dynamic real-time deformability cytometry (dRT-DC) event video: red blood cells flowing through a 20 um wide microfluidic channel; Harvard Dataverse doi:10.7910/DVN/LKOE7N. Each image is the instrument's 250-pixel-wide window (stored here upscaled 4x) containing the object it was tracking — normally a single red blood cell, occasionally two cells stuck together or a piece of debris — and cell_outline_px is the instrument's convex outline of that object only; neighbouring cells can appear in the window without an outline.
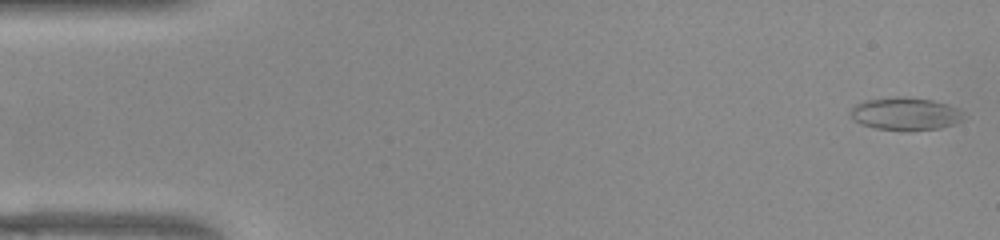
{"species": "common noctule bat (a hibernating species)", "species_latin": "Nyctalus noctula", "temperature_condition": "warm", "stored_images_in_passage": 46, "camera_frame_rate_fps": 3000, "um_per_image_px": 0.085, "animal": {"sex": "female", "body_mass_g": 22.0, "forearm_length_mm": 56.7}, "frame": {"image": 1, "passage_image": 1, "time_ms": 0.0, "image_size_px": [1000, 240], "cell_outline_px": [[968, 116], [952, 124], [940, 128], [908, 132], [876, 128], [860, 124], [848, 112], [856, 104], [864, 100], [892, 96], [900, 96], [932, 100], [948, 104], [956, 108]], "centroid_in_image_um": [76.95, 9.68], "position_along_channel_um": 8.0, "area_um2": 21.91}}
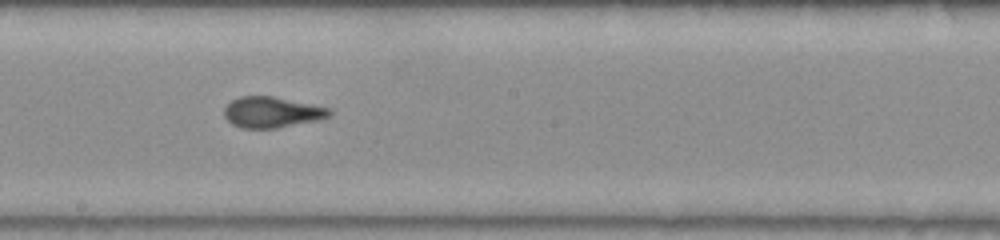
{"frame": {"image": 2, "passage_image": 28, "time_ms": 9.0, "image_size_px": [1000, 240], "cell_outline_px": [[332, 112], [328, 116], [320, 120], [276, 128], [240, 128], [232, 124], [224, 116], [224, 108], [232, 100], [240, 96], [272, 96], [332, 108]], "centroid_in_image_um": [23.12, 9.54], "position_along_channel_um": 225.1, "area_um2": 18.96}}
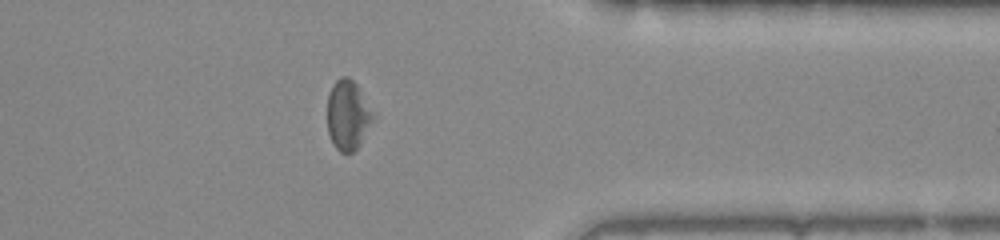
{"frame": {"image": 3, "passage_image": 41, "time_ms": 13.333, "image_size_px": [1000, 240], "cell_outline_px": [[376, 116], [360, 144], [352, 152], [340, 152], [336, 148], [328, 132], [328, 92], [332, 84], [340, 76], [348, 76], [356, 84], [376, 112]], "centroid_in_image_um": [29.6, 9.74], "position_along_channel_um": 381.8, "area_um2": 18.84}, "authors_computed_cell_mechanics": {"area_um2": 19.5653, "velocity_mm_per_s": 3.9101, "shape_relaxation_time_tau1_ms": 7.4674, "shape_relaxation_time_tau2_ms": 1.5293, "deformation_change_tau1": 0.1817, "deformation_change_tau2": 0.0918}}